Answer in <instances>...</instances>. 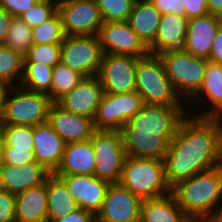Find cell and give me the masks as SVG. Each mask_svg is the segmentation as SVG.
<instances>
[{
  "label": "cell",
  "mask_w": 222,
  "mask_h": 222,
  "mask_svg": "<svg viewBox=\"0 0 222 222\" xmlns=\"http://www.w3.org/2000/svg\"><path fill=\"white\" fill-rule=\"evenodd\" d=\"M57 5V0H39L29 10L25 11L20 18L30 28L37 27L57 12Z\"/></svg>",
  "instance_id": "d590c367"
},
{
  "label": "cell",
  "mask_w": 222,
  "mask_h": 222,
  "mask_svg": "<svg viewBox=\"0 0 222 222\" xmlns=\"http://www.w3.org/2000/svg\"><path fill=\"white\" fill-rule=\"evenodd\" d=\"M51 222H96V216L89 211L78 208L75 211L64 215L62 218Z\"/></svg>",
  "instance_id": "b9f144b4"
},
{
  "label": "cell",
  "mask_w": 222,
  "mask_h": 222,
  "mask_svg": "<svg viewBox=\"0 0 222 222\" xmlns=\"http://www.w3.org/2000/svg\"><path fill=\"white\" fill-rule=\"evenodd\" d=\"M4 87L0 85V111H1V97L3 93Z\"/></svg>",
  "instance_id": "681fc988"
},
{
  "label": "cell",
  "mask_w": 222,
  "mask_h": 222,
  "mask_svg": "<svg viewBox=\"0 0 222 222\" xmlns=\"http://www.w3.org/2000/svg\"><path fill=\"white\" fill-rule=\"evenodd\" d=\"M3 146H4L3 138H2V135L0 133V166L3 164V159H2Z\"/></svg>",
  "instance_id": "bcb514c9"
},
{
  "label": "cell",
  "mask_w": 222,
  "mask_h": 222,
  "mask_svg": "<svg viewBox=\"0 0 222 222\" xmlns=\"http://www.w3.org/2000/svg\"><path fill=\"white\" fill-rule=\"evenodd\" d=\"M98 37L103 54L130 55L137 58L149 54L148 48L132 30L128 21L103 22Z\"/></svg>",
  "instance_id": "4fadbf2b"
},
{
  "label": "cell",
  "mask_w": 222,
  "mask_h": 222,
  "mask_svg": "<svg viewBox=\"0 0 222 222\" xmlns=\"http://www.w3.org/2000/svg\"><path fill=\"white\" fill-rule=\"evenodd\" d=\"M162 59L166 75L172 83L176 93L189 100L199 91L203 81L208 59L196 57L189 52L179 51L158 54Z\"/></svg>",
  "instance_id": "52a82bcc"
},
{
  "label": "cell",
  "mask_w": 222,
  "mask_h": 222,
  "mask_svg": "<svg viewBox=\"0 0 222 222\" xmlns=\"http://www.w3.org/2000/svg\"><path fill=\"white\" fill-rule=\"evenodd\" d=\"M95 153L91 139L68 143L54 175H94Z\"/></svg>",
  "instance_id": "7402d4cb"
},
{
  "label": "cell",
  "mask_w": 222,
  "mask_h": 222,
  "mask_svg": "<svg viewBox=\"0 0 222 222\" xmlns=\"http://www.w3.org/2000/svg\"><path fill=\"white\" fill-rule=\"evenodd\" d=\"M136 0H96L103 22L128 21Z\"/></svg>",
  "instance_id": "836d02e7"
},
{
  "label": "cell",
  "mask_w": 222,
  "mask_h": 222,
  "mask_svg": "<svg viewBox=\"0 0 222 222\" xmlns=\"http://www.w3.org/2000/svg\"><path fill=\"white\" fill-rule=\"evenodd\" d=\"M171 193L194 222H211L222 201V165L180 181L171 188Z\"/></svg>",
  "instance_id": "3957f363"
},
{
  "label": "cell",
  "mask_w": 222,
  "mask_h": 222,
  "mask_svg": "<svg viewBox=\"0 0 222 222\" xmlns=\"http://www.w3.org/2000/svg\"><path fill=\"white\" fill-rule=\"evenodd\" d=\"M65 36L98 35L103 19L96 0L58 2Z\"/></svg>",
  "instance_id": "8fae6325"
},
{
  "label": "cell",
  "mask_w": 222,
  "mask_h": 222,
  "mask_svg": "<svg viewBox=\"0 0 222 222\" xmlns=\"http://www.w3.org/2000/svg\"><path fill=\"white\" fill-rule=\"evenodd\" d=\"M162 14L149 0H136L128 23L148 48L156 37Z\"/></svg>",
  "instance_id": "d4e9b609"
},
{
  "label": "cell",
  "mask_w": 222,
  "mask_h": 222,
  "mask_svg": "<svg viewBox=\"0 0 222 222\" xmlns=\"http://www.w3.org/2000/svg\"><path fill=\"white\" fill-rule=\"evenodd\" d=\"M90 139L96 160L94 175L118 183L127 156L119 131L96 130Z\"/></svg>",
  "instance_id": "ba28073f"
},
{
  "label": "cell",
  "mask_w": 222,
  "mask_h": 222,
  "mask_svg": "<svg viewBox=\"0 0 222 222\" xmlns=\"http://www.w3.org/2000/svg\"><path fill=\"white\" fill-rule=\"evenodd\" d=\"M70 1H93V0H58V2H70Z\"/></svg>",
  "instance_id": "c3c4849f"
},
{
  "label": "cell",
  "mask_w": 222,
  "mask_h": 222,
  "mask_svg": "<svg viewBox=\"0 0 222 222\" xmlns=\"http://www.w3.org/2000/svg\"><path fill=\"white\" fill-rule=\"evenodd\" d=\"M222 18L207 14L189 19L186 35V52L202 58H209L212 44Z\"/></svg>",
  "instance_id": "44dd1931"
},
{
  "label": "cell",
  "mask_w": 222,
  "mask_h": 222,
  "mask_svg": "<svg viewBox=\"0 0 222 222\" xmlns=\"http://www.w3.org/2000/svg\"><path fill=\"white\" fill-rule=\"evenodd\" d=\"M135 91L144 104L183 105L166 75L164 63L160 56L148 54L139 58L135 74ZM182 103V104H181Z\"/></svg>",
  "instance_id": "8992f818"
},
{
  "label": "cell",
  "mask_w": 222,
  "mask_h": 222,
  "mask_svg": "<svg viewBox=\"0 0 222 222\" xmlns=\"http://www.w3.org/2000/svg\"><path fill=\"white\" fill-rule=\"evenodd\" d=\"M137 57L103 54L97 74L105 93L121 94L135 91Z\"/></svg>",
  "instance_id": "7c38bea8"
},
{
  "label": "cell",
  "mask_w": 222,
  "mask_h": 222,
  "mask_svg": "<svg viewBox=\"0 0 222 222\" xmlns=\"http://www.w3.org/2000/svg\"><path fill=\"white\" fill-rule=\"evenodd\" d=\"M141 95L131 93H104L94 117L96 130L119 131L143 107Z\"/></svg>",
  "instance_id": "30bf717a"
},
{
  "label": "cell",
  "mask_w": 222,
  "mask_h": 222,
  "mask_svg": "<svg viewBox=\"0 0 222 222\" xmlns=\"http://www.w3.org/2000/svg\"><path fill=\"white\" fill-rule=\"evenodd\" d=\"M102 57L98 35L65 36L61 43L60 63L83 77L98 74Z\"/></svg>",
  "instance_id": "9c48e42d"
},
{
  "label": "cell",
  "mask_w": 222,
  "mask_h": 222,
  "mask_svg": "<svg viewBox=\"0 0 222 222\" xmlns=\"http://www.w3.org/2000/svg\"><path fill=\"white\" fill-rule=\"evenodd\" d=\"M142 200L119 183L109 185L96 222H140Z\"/></svg>",
  "instance_id": "5bb4252c"
},
{
  "label": "cell",
  "mask_w": 222,
  "mask_h": 222,
  "mask_svg": "<svg viewBox=\"0 0 222 222\" xmlns=\"http://www.w3.org/2000/svg\"><path fill=\"white\" fill-rule=\"evenodd\" d=\"M2 154L3 164L18 166L36 161L34 157V150L3 147Z\"/></svg>",
  "instance_id": "8d00e7d4"
},
{
  "label": "cell",
  "mask_w": 222,
  "mask_h": 222,
  "mask_svg": "<svg viewBox=\"0 0 222 222\" xmlns=\"http://www.w3.org/2000/svg\"><path fill=\"white\" fill-rule=\"evenodd\" d=\"M3 147L34 150L32 126L0 124Z\"/></svg>",
  "instance_id": "d6a6232c"
},
{
  "label": "cell",
  "mask_w": 222,
  "mask_h": 222,
  "mask_svg": "<svg viewBox=\"0 0 222 222\" xmlns=\"http://www.w3.org/2000/svg\"><path fill=\"white\" fill-rule=\"evenodd\" d=\"M183 105L144 104L120 130L126 155L161 159L187 116Z\"/></svg>",
  "instance_id": "7a4b0ae2"
},
{
  "label": "cell",
  "mask_w": 222,
  "mask_h": 222,
  "mask_svg": "<svg viewBox=\"0 0 222 222\" xmlns=\"http://www.w3.org/2000/svg\"><path fill=\"white\" fill-rule=\"evenodd\" d=\"M208 61L222 65V25L216 33Z\"/></svg>",
  "instance_id": "7bdbcfd3"
},
{
  "label": "cell",
  "mask_w": 222,
  "mask_h": 222,
  "mask_svg": "<svg viewBox=\"0 0 222 222\" xmlns=\"http://www.w3.org/2000/svg\"><path fill=\"white\" fill-rule=\"evenodd\" d=\"M61 44H33L23 55V62H36L54 68L60 63Z\"/></svg>",
  "instance_id": "e575fe53"
},
{
  "label": "cell",
  "mask_w": 222,
  "mask_h": 222,
  "mask_svg": "<svg viewBox=\"0 0 222 222\" xmlns=\"http://www.w3.org/2000/svg\"><path fill=\"white\" fill-rule=\"evenodd\" d=\"M184 16L187 19L207 15V0H183Z\"/></svg>",
  "instance_id": "ab89813d"
},
{
  "label": "cell",
  "mask_w": 222,
  "mask_h": 222,
  "mask_svg": "<svg viewBox=\"0 0 222 222\" xmlns=\"http://www.w3.org/2000/svg\"><path fill=\"white\" fill-rule=\"evenodd\" d=\"M53 103L46 93L30 91L20 85L5 87L1 97L0 124L34 127L48 122Z\"/></svg>",
  "instance_id": "277c9868"
},
{
  "label": "cell",
  "mask_w": 222,
  "mask_h": 222,
  "mask_svg": "<svg viewBox=\"0 0 222 222\" xmlns=\"http://www.w3.org/2000/svg\"><path fill=\"white\" fill-rule=\"evenodd\" d=\"M23 55L6 45H0V85L13 87L20 85L23 73ZM18 77V78H17ZM18 81L17 83L15 81ZM16 83V84H15ZM14 84V85H13Z\"/></svg>",
  "instance_id": "f1b7e54d"
},
{
  "label": "cell",
  "mask_w": 222,
  "mask_h": 222,
  "mask_svg": "<svg viewBox=\"0 0 222 222\" xmlns=\"http://www.w3.org/2000/svg\"><path fill=\"white\" fill-rule=\"evenodd\" d=\"M211 222H222V207H220V210Z\"/></svg>",
  "instance_id": "7dc6e473"
},
{
  "label": "cell",
  "mask_w": 222,
  "mask_h": 222,
  "mask_svg": "<svg viewBox=\"0 0 222 222\" xmlns=\"http://www.w3.org/2000/svg\"><path fill=\"white\" fill-rule=\"evenodd\" d=\"M104 93L97 75L83 77L70 92L55 103L65 111L94 119Z\"/></svg>",
  "instance_id": "9a60e30c"
},
{
  "label": "cell",
  "mask_w": 222,
  "mask_h": 222,
  "mask_svg": "<svg viewBox=\"0 0 222 222\" xmlns=\"http://www.w3.org/2000/svg\"><path fill=\"white\" fill-rule=\"evenodd\" d=\"M0 222H16V196L0 189Z\"/></svg>",
  "instance_id": "74e56055"
},
{
  "label": "cell",
  "mask_w": 222,
  "mask_h": 222,
  "mask_svg": "<svg viewBox=\"0 0 222 222\" xmlns=\"http://www.w3.org/2000/svg\"><path fill=\"white\" fill-rule=\"evenodd\" d=\"M141 200L163 197L171 187L163 174L161 159L126 156L118 182Z\"/></svg>",
  "instance_id": "5b68a950"
},
{
  "label": "cell",
  "mask_w": 222,
  "mask_h": 222,
  "mask_svg": "<svg viewBox=\"0 0 222 222\" xmlns=\"http://www.w3.org/2000/svg\"><path fill=\"white\" fill-rule=\"evenodd\" d=\"M48 123L66 144L89 140L96 131L93 118L65 111L55 102L50 107Z\"/></svg>",
  "instance_id": "d6986e66"
},
{
  "label": "cell",
  "mask_w": 222,
  "mask_h": 222,
  "mask_svg": "<svg viewBox=\"0 0 222 222\" xmlns=\"http://www.w3.org/2000/svg\"><path fill=\"white\" fill-rule=\"evenodd\" d=\"M204 95V100H209L206 103L211 102L210 109L202 114L194 115L196 117H213L222 118V65L208 61L205 70L204 81L199 91L191 98H200Z\"/></svg>",
  "instance_id": "484cf974"
},
{
  "label": "cell",
  "mask_w": 222,
  "mask_h": 222,
  "mask_svg": "<svg viewBox=\"0 0 222 222\" xmlns=\"http://www.w3.org/2000/svg\"><path fill=\"white\" fill-rule=\"evenodd\" d=\"M46 185L48 194L47 222L60 219L79 208L65 183L58 176L51 174L46 180Z\"/></svg>",
  "instance_id": "4316f807"
},
{
  "label": "cell",
  "mask_w": 222,
  "mask_h": 222,
  "mask_svg": "<svg viewBox=\"0 0 222 222\" xmlns=\"http://www.w3.org/2000/svg\"><path fill=\"white\" fill-rule=\"evenodd\" d=\"M34 157L52 174L57 170L66 143L48 122L32 127Z\"/></svg>",
  "instance_id": "ffe728a7"
},
{
  "label": "cell",
  "mask_w": 222,
  "mask_h": 222,
  "mask_svg": "<svg viewBox=\"0 0 222 222\" xmlns=\"http://www.w3.org/2000/svg\"><path fill=\"white\" fill-rule=\"evenodd\" d=\"M53 68L36 62H23L20 86L48 94L51 91Z\"/></svg>",
  "instance_id": "83f0119b"
},
{
  "label": "cell",
  "mask_w": 222,
  "mask_h": 222,
  "mask_svg": "<svg viewBox=\"0 0 222 222\" xmlns=\"http://www.w3.org/2000/svg\"><path fill=\"white\" fill-rule=\"evenodd\" d=\"M163 14L184 15L183 0H149Z\"/></svg>",
  "instance_id": "60d3db41"
},
{
  "label": "cell",
  "mask_w": 222,
  "mask_h": 222,
  "mask_svg": "<svg viewBox=\"0 0 222 222\" xmlns=\"http://www.w3.org/2000/svg\"><path fill=\"white\" fill-rule=\"evenodd\" d=\"M4 45L24 55L32 43V28L20 17H13Z\"/></svg>",
  "instance_id": "4dcf8cb0"
},
{
  "label": "cell",
  "mask_w": 222,
  "mask_h": 222,
  "mask_svg": "<svg viewBox=\"0 0 222 222\" xmlns=\"http://www.w3.org/2000/svg\"><path fill=\"white\" fill-rule=\"evenodd\" d=\"M209 14L222 18V0H207Z\"/></svg>",
  "instance_id": "f6af8a7d"
},
{
  "label": "cell",
  "mask_w": 222,
  "mask_h": 222,
  "mask_svg": "<svg viewBox=\"0 0 222 222\" xmlns=\"http://www.w3.org/2000/svg\"><path fill=\"white\" fill-rule=\"evenodd\" d=\"M66 185L78 207L93 213L101 211L109 182L95 175H56Z\"/></svg>",
  "instance_id": "2e32d148"
},
{
  "label": "cell",
  "mask_w": 222,
  "mask_h": 222,
  "mask_svg": "<svg viewBox=\"0 0 222 222\" xmlns=\"http://www.w3.org/2000/svg\"><path fill=\"white\" fill-rule=\"evenodd\" d=\"M12 18V15L0 8V45H3L6 40Z\"/></svg>",
  "instance_id": "ee69618b"
},
{
  "label": "cell",
  "mask_w": 222,
  "mask_h": 222,
  "mask_svg": "<svg viewBox=\"0 0 222 222\" xmlns=\"http://www.w3.org/2000/svg\"><path fill=\"white\" fill-rule=\"evenodd\" d=\"M16 196V222H47V185L29 188Z\"/></svg>",
  "instance_id": "603a6c76"
},
{
  "label": "cell",
  "mask_w": 222,
  "mask_h": 222,
  "mask_svg": "<svg viewBox=\"0 0 222 222\" xmlns=\"http://www.w3.org/2000/svg\"><path fill=\"white\" fill-rule=\"evenodd\" d=\"M39 0H0V8L7 11L13 17H20Z\"/></svg>",
  "instance_id": "f35d334b"
},
{
  "label": "cell",
  "mask_w": 222,
  "mask_h": 222,
  "mask_svg": "<svg viewBox=\"0 0 222 222\" xmlns=\"http://www.w3.org/2000/svg\"><path fill=\"white\" fill-rule=\"evenodd\" d=\"M83 76L59 63L53 68L51 91L48 93L53 102H56L64 94L70 92Z\"/></svg>",
  "instance_id": "f546056e"
},
{
  "label": "cell",
  "mask_w": 222,
  "mask_h": 222,
  "mask_svg": "<svg viewBox=\"0 0 222 222\" xmlns=\"http://www.w3.org/2000/svg\"><path fill=\"white\" fill-rule=\"evenodd\" d=\"M140 222H194L177 204L172 193L142 200Z\"/></svg>",
  "instance_id": "cb8c5ba5"
},
{
  "label": "cell",
  "mask_w": 222,
  "mask_h": 222,
  "mask_svg": "<svg viewBox=\"0 0 222 222\" xmlns=\"http://www.w3.org/2000/svg\"><path fill=\"white\" fill-rule=\"evenodd\" d=\"M64 37L61 17L58 12L44 23L32 28L33 44H61Z\"/></svg>",
  "instance_id": "1f68e13d"
},
{
  "label": "cell",
  "mask_w": 222,
  "mask_h": 222,
  "mask_svg": "<svg viewBox=\"0 0 222 222\" xmlns=\"http://www.w3.org/2000/svg\"><path fill=\"white\" fill-rule=\"evenodd\" d=\"M51 174L37 161L18 166L2 164L0 166V186L1 189L17 195L29 188L45 184Z\"/></svg>",
  "instance_id": "ac0fdd59"
},
{
  "label": "cell",
  "mask_w": 222,
  "mask_h": 222,
  "mask_svg": "<svg viewBox=\"0 0 222 222\" xmlns=\"http://www.w3.org/2000/svg\"><path fill=\"white\" fill-rule=\"evenodd\" d=\"M188 23L184 15L163 14L154 42L148 47L149 54L185 51Z\"/></svg>",
  "instance_id": "e0dca14e"
},
{
  "label": "cell",
  "mask_w": 222,
  "mask_h": 222,
  "mask_svg": "<svg viewBox=\"0 0 222 222\" xmlns=\"http://www.w3.org/2000/svg\"><path fill=\"white\" fill-rule=\"evenodd\" d=\"M172 188L193 175L222 165V118L186 116L161 158Z\"/></svg>",
  "instance_id": "6da1fadb"
}]
</instances>
